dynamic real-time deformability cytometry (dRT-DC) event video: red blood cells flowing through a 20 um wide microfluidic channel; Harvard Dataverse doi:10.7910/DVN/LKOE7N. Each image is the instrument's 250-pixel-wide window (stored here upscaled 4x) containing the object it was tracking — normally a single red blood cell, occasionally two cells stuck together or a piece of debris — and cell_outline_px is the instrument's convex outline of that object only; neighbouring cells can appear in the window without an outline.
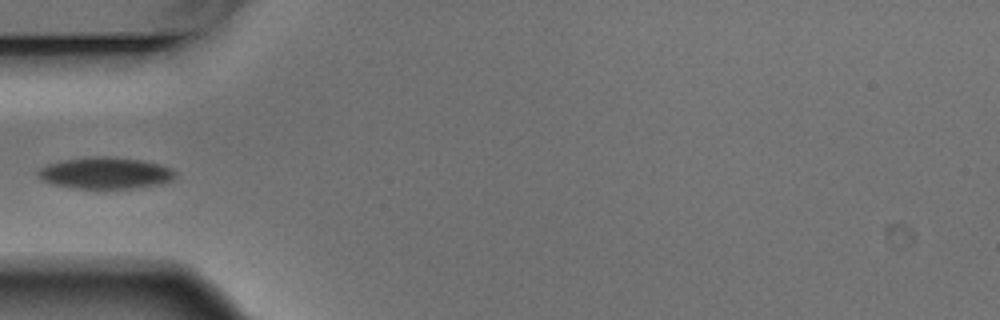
{"species": "Egyptian fruit bat (a non-hibernating species)", "species_latin": "Rousettus aegyptiacus", "temperature_condition": "warm", "stored_images_in_passage": 5, "camera_frame_rate_fps": 3000, "um_per_image_px": 0.085, "animal": {"sex": "male"}, "frame": {"image": 1, "passage_image": 4, "time_ms": 1.0, "image_size_px": [1000, 320], "cell_outline_px": [[176, 176], [172, 180], [160, 184], [132, 188], [72, 188], [52, 184], [44, 180], [36, 172], [40, 168], [48, 164], [60, 160], [92, 156], [112, 156], [144, 160], [160, 164], [172, 168], [176, 172]], "centroid_in_image_um": [8.99, 14.69], "position_along_channel_um": 76.0, "area_um2": 25.43}}
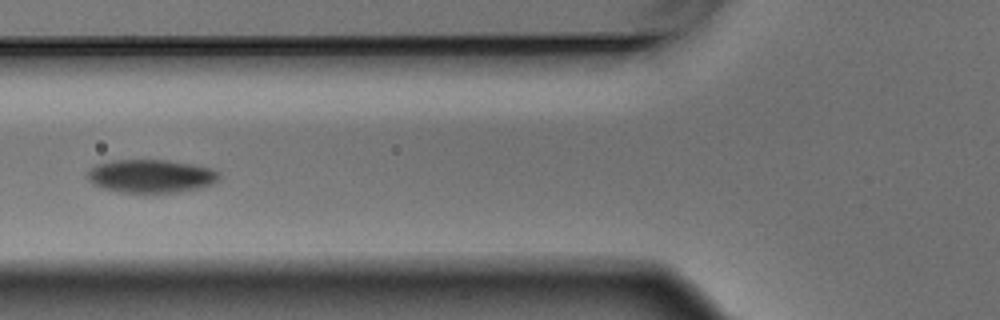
{"frame": {"image": 2, "passage_image": 5, "time_ms": 1.333, "image_size_px": [1000, 320], "cell_outline_px": [[220, 180], [212, 184], [200, 188], [180, 192], [144, 196], [120, 192], [104, 188], [92, 184], [84, 176], [96, 164], [112, 160], [168, 160], [192, 164], [212, 168], [220, 172]], "centroid_in_image_um": [12.84, 15.01], "position_along_channel_um": 113.0, "area_um2": 26.59}}